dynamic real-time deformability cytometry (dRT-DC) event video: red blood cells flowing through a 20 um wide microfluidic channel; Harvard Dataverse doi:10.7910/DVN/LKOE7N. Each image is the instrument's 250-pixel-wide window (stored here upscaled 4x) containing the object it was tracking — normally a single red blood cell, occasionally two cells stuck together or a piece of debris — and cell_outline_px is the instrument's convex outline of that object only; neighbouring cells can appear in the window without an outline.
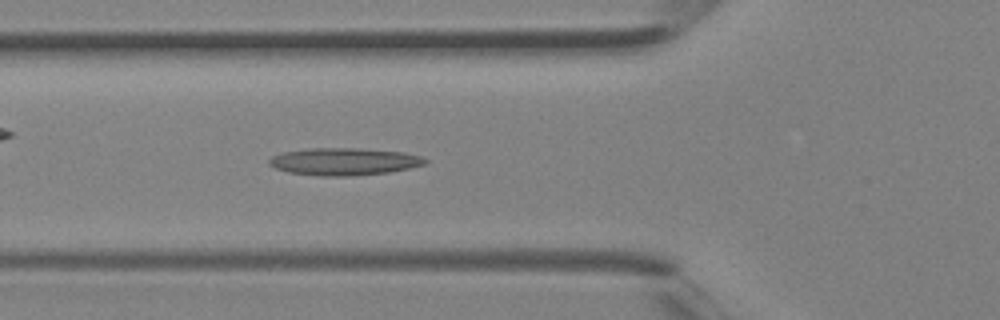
{"species": "Egyptian fruit bat (a non-hibernating species)", "species_latin": "Rousettus aegyptiacus", "temperature_condition": "room temperature", "stored_images_in_passage": 30, "camera_frame_rate_fps": 3000, "um_per_image_px": 0.085, "animal": {"sex": "female"}, "frame": {"image": 1, "passage_image": 4, "time_ms": 1.0, "image_size_px": [1000, 320], "cell_outline_px": [[428, 164], [388, 172], [352, 176], [320, 176], [288, 172], [276, 168], [268, 164], [268, 160], [272, 156], [284, 152], [308, 148], [360, 148], [404, 152], [420, 156], [428, 160]], "centroid_in_image_um": [29.25, 13.73], "position_along_channel_um": 96.5, "area_um2": 24.91}}
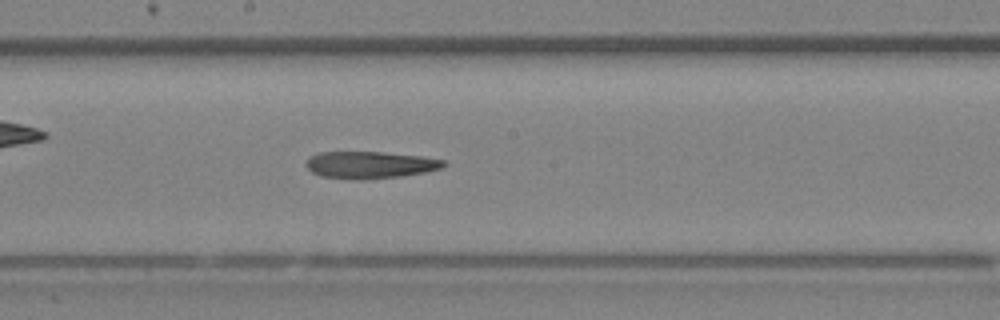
{"frame": {"image": 2, "passage_image": 11, "time_ms": 3.333, "image_size_px": [1000, 320], "cell_outline_px": [[448, 164], [444, 168], [424, 172], [400, 176], [364, 180], [360, 180], [320, 176], [312, 172], [304, 164], [308, 156], [320, 152], [384, 152], [420, 156], [444, 160]], "centroid_in_image_um": [31.44, 14.01], "position_along_channel_um": 216.8, "area_um2": 21.85}}
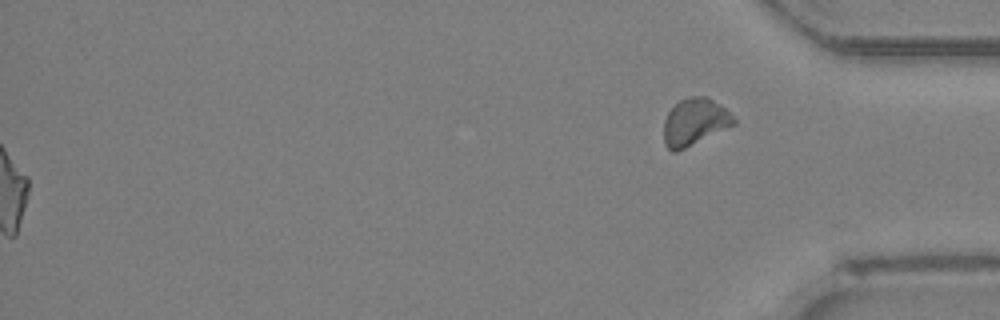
{"frame": {"image": 3, "passage_image": 30, "time_ms": 9.667, "image_size_px": [1000, 320], "cell_outline_px": [[736, 124], [676, 152], [672, 152], [664, 144], [664, 120], [668, 112], [680, 100], [692, 96], [708, 96], [720, 104], [736, 120]], "centroid_in_image_um": [59.04, 10.36], "position_along_channel_um": 376.2, "area_um2": 19.02}}